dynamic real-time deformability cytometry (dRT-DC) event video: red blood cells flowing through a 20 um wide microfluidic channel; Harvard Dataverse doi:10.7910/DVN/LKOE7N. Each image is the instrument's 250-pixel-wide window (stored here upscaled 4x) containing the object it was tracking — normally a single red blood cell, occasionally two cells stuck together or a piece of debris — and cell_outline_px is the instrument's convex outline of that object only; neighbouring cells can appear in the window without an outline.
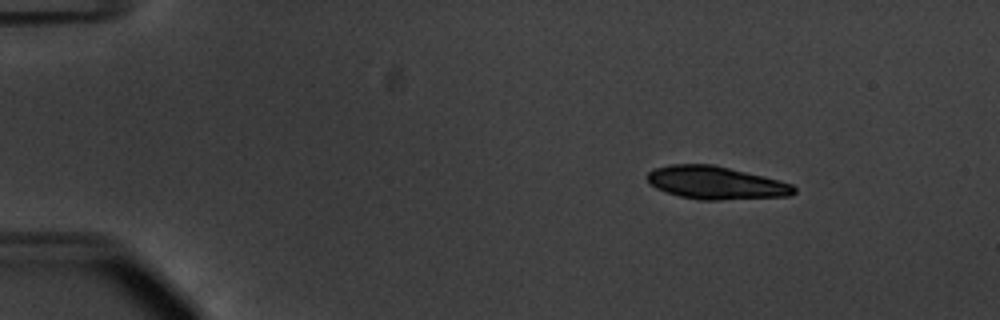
{"species": "common noctule bat (a hibernating species)", "species_latin": "Nyctalus noctula", "temperature_condition": "warm", "stored_images_in_passage": 47, "camera_frame_rate_fps": 3000, "um_per_image_px": 0.085, "animal": {"sex": "male", "body_mass_g": 20.1, "forearm_length_mm": 53.5}, "frame": {"image": 1, "passage_image": 1, "time_ms": 0.0, "image_size_px": [1000, 320], "cell_outline_px": [[796, 192], [788, 196], [720, 200], [700, 200], [680, 196], [656, 188], [648, 180], [648, 172], [656, 168], [672, 164], [712, 164], [764, 176], [780, 180], [792, 184], [796, 188]], "centroid_in_image_um": [60.89, 15.54], "position_along_channel_um": 24.1, "area_um2": 27.92}, "authors_computed_cell_mechanics": {"area_um2": 18.6694, "velocity_mm_per_s": 3.7524, "shape_relaxation_time_tau1_ms": 4.313, "shape_relaxation_time_tau2_ms": 3.4302, "deformation_change_tau1": 0.1721, "deformation_change_tau2": 0.1009}}